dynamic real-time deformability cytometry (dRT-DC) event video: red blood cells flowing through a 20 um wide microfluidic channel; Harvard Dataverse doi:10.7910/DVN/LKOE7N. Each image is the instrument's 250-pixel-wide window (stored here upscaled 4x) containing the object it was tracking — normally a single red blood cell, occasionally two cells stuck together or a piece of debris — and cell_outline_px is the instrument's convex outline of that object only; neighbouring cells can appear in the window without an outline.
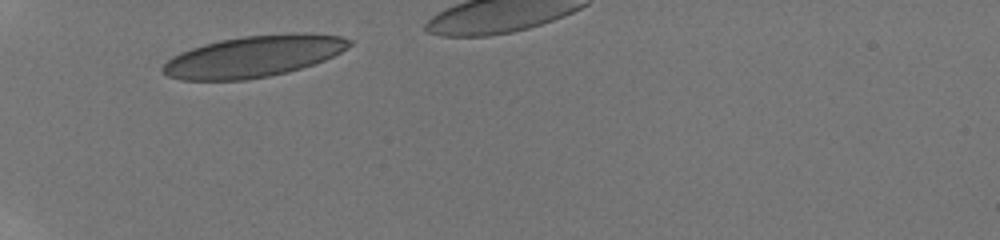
{"species": "human", "species_latin": "Homo sapiens", "temperature_condition": "room temperature", "stored_images_in_passage": 3, "camera_frame_rate_fps": 3000, "um_per_image_px": 0.085, "donor": {"sex": "male"}, "frame": {"image": 1, "passage_image": 1, "time_ms": 0.0, "image_size_px": [1000, 240], "cell_outline_px": [[352, 44], [348, 48], [324, 60], [288, 72], [268, 76], [244, 80], [180, 80], [168, 76], [160, 72], [160, 68], [172, 56], [180, 52], [204, 44], [220, 40], [244, 36], [292, 32], [312, 32], [340, 36], [352, 40]], "centroid_in_image_um": [21.56, 4.78], "position_along_channel_um": 63.4, "area_um2": 45.26}}